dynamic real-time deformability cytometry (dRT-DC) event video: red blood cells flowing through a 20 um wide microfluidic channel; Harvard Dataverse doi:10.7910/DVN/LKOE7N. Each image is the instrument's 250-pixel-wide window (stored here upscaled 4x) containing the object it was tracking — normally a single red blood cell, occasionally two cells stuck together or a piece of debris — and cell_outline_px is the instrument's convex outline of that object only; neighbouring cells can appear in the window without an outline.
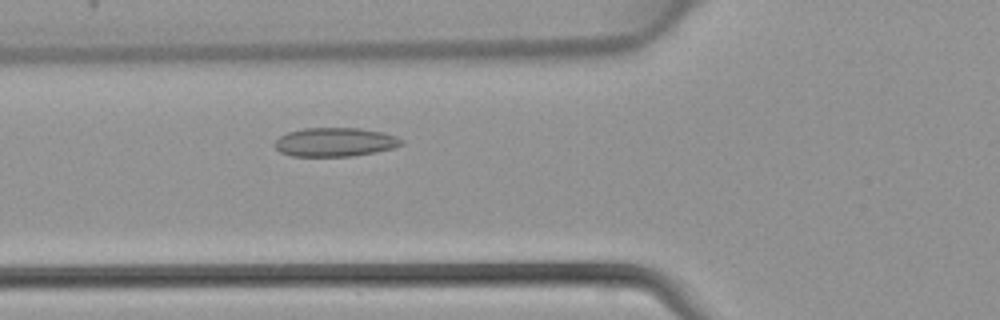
{"species": "common noctule bat (a hibernating species)", "species_latin": "Nyctalus noctula", "temperature_condition": "warm", "stored_images_in_passage": 40, "camera_frame_rate_fps": 3000, "um_per_image_px": 0.085, "animal": {"sex": "female", "body_mass_g": 22.7, "forearm_length_mm": 54.2}, "frame": {"image": 1, "passage_image": 13, "time_ms": 4.0, "image_size_px": [1000, 320], "cell_outline_px": [[404, 144], [392, 148], [376, 152], [352, 156], [292, 156], [280, 152], [272, 144], [280, 136], [288, 132], [304, 128], [360, 128], [384, 132], [396, 136], [404, 140]], "centroid_in_image_um": [28.49, 12.07], "position_along_channel_um": 97.3, "area_um2": 21.44}}
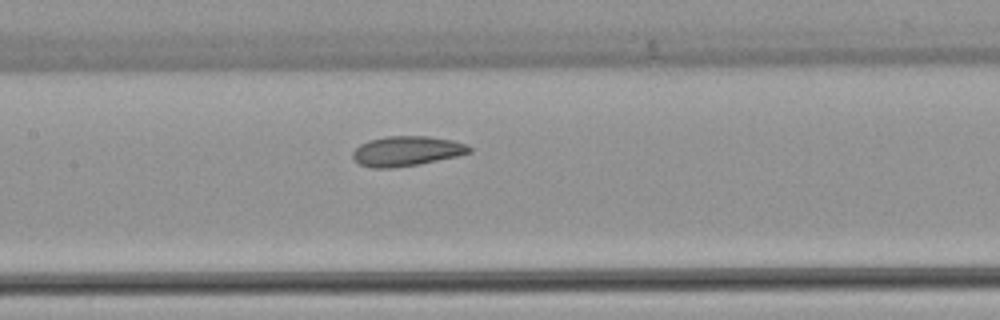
{"frame": {"image": 2, "passage_image": 18, "time_ms": 5.667, "image_size_px": [1000, 320], "cell_outline_px": [[472, 152], [456, 156], [416, 164], [388, 168], [372, 168], [360, 164], [352, 156], [352, 152], [360, 144], [368, 140], [388, 136], [428, 136], [452, 140], [468, 144], [472, 148]], "centroid_in_image_um": [34.57, 12.82], "position_along_channel_um": 172.8, "area_um2": 20.11}}
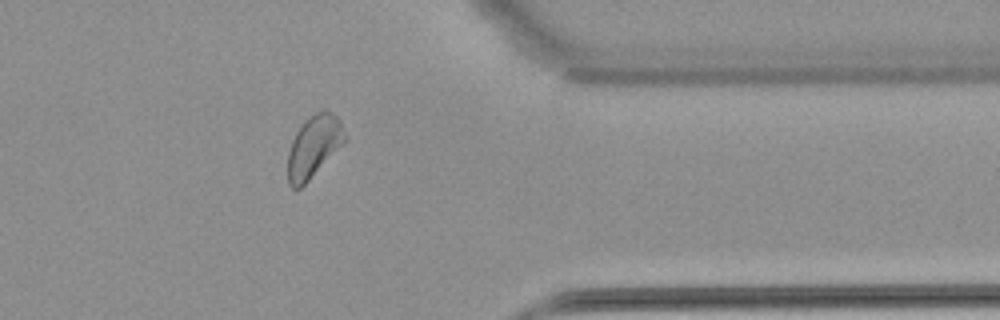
{"frame": {"image": 3, "passage_image": 33, "time_ms": 10.667, "image_size_px": [1000, 320], "cell_outline_px": [[344, 140], [308, 180], [300, 188], [292, 188], [288, 184], [288, 152], [292, 140], [296, 132], [308, 116], [324, 108], [332, 112], [340, 120], [344, 132]], "centroid_in_image_um": [26.62, 12.4], "position_along_channel_um": 384.8, "area_um2": 19.94}}